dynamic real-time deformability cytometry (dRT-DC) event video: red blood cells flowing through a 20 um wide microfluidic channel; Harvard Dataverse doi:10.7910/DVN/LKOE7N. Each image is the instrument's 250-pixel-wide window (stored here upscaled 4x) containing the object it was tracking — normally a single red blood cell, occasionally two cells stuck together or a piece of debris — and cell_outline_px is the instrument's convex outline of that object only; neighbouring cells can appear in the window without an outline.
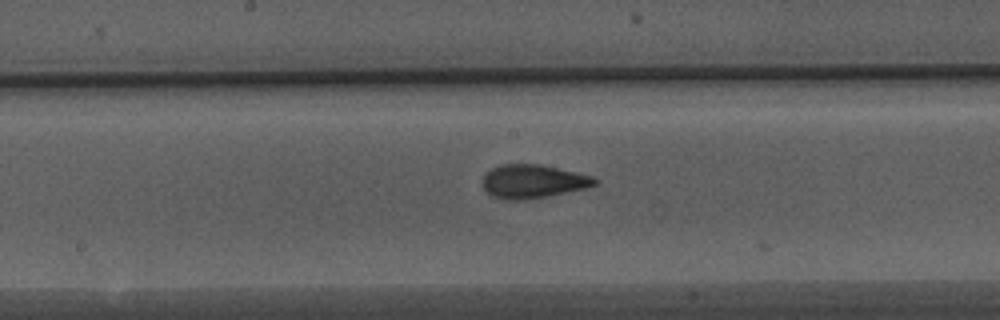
{"species": "Egyptian fruit bat (a non-hibernating species)", "species_latin": "Rousettus aegyptiacus", "temperature_condition": "warm", "stored_images_in_passage": 11, "camera_frame_rate_fps": 3000, "um_per_image_px": 0.085, "animal": {"sex": "male"}, "frame": {"image": 1, "passage_image": 10, "time_ms": 3.0, "image_size_px": [1000, 320], "cell_outline_px": [[600, 180], [596, 184], [588, 188], [544, 196], [520, 200], [508, 200], [492, 196], [484, 188], [484, 176], [492, 168], [500, 164], [540, 164], [576, 172], [592, 176]], "centroid_in_image_um": [45.33, 15.41], "position_along_channel_um": 202.9, "area_um2": 21.68}}